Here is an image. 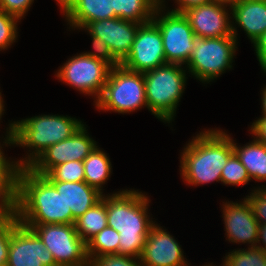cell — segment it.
<instances>
[{"label": "cell", "instance_id": "6da1fadb", "mask_svg": "<svg viewBox=\"0 0 266 266\" xmlns=\"http://www.w3.org/2000/svg\"><path fill=\"white\" fill-rule=\"evenodd\" d=\"M11 212L21 224H72V212L62 195L29 168L15 169Z\"/></svg>", "mask_w": 266, "mask_h": 266}, {"label": "cell", "instance_id": "7a4b0ae2", "mask_svg": "<svg viewBox=\"0 0 266 266\" xmlns=\"http://www.w3.org/2000/svg\"><path fill=\"white\" fill-rule=\"evenodd\" d=\"M149 203L148 196L134 189L107 194V224L119 232L118 255L141 256L155 224L148 215Z\"/></svg>", "mask_w": 266, "mask_h": 266}, {"label": "cell", "instance_id": "3957f363", "mask_svg": "<svg viewBox=\"0 0 266 266\" xmlns=\"http://www.w3.org/2000/svg\"><path fill=\"white\" fill-rule=\"evenodd\" d=\"M181 153L180 174L186 184L221 182L222 169L234 154L232 138L220 129H205L193 137Z\"/></svg>", "mask_w": 266, "mask_h": 266}, {"label": "cell", "instance_id": "277c9868", "mask_svg": "<svg viewBox=\"0 0 266 266\" xmlns=\"http://www.w3.org/2000/svg\"><path fill=\"white\" fill-rule=\"evenodd\" d=\"M82 125L81 120L67 115L33 116L9 123L2 146L30 149L27 157L13 161L16 169L28 168L49 146L70 138Z\"/></svg>", "mask_w": 266, "mask_h": 266}, {"label": "cell", "instance_id": "5b68a950", "mask_svg": "<svg viewBox=\"0 0 266 266\" xmlns=\"http://www.w3.org/2000/svg\"><path fill=\"white\" fill-rule=\"evenodd\" d=\"M185 67L167 63L143 73L148 110L165 123L174 120L186 86Z\"/></svg>", "mask_w": 266, "mask_h": 266}, {"label": "cell", "instance_id": "8992f818", "mask_svg": "<svg viewBox=\"0 0 266 266\" xmlns=\"http://www.w3.org/2000/svg\"><path fill=\"white\" fill-rule=\"evenodd\" d=\"M234 36L203 38L195 36L193 50L185 65L188 73L202 83H210L227 69H232L237 50Z\"/></svg>", "mask_w": 266, "mask_h": 266}, {"label": "cell", "instance_id": "52a82bcc", "mask_svg": "<svg viewBox=\"0 0 266 266\" xmlns=\"http://www.w3.org/2000/svg\"><path fill=\"white\" fill-rule=\"evenodd\" d=\"M95 106L102 111L131 113L148 105L143 73L130 71L122 65L110 69L104 90Z\"/></svg>", "mask_w": 266, "mask_h": 266}, {"label": "cell", "instance_id": "ba28073f", "mask_svg": "<svg viewBox=\"0 0 266 266\" xmlns=\"http://www.w3.org/2000/svg\"><path fill=\"white\" fill-rule=\"evenodd\" d=\"M44 243L58 266H88L87 245L76 232L75 224H22Z\"/></svg>", "mask_w": 266, "mask_h": 266}, {"label": "cell", "instance_id": "9c48e42d", "mask_svg": "<svg viewBox=\"0 0 266 266\" xmlns=\"http://www.w3.org/2000/svg\"><path fill=\"white\" fill-rule=\"evenodd\" d=\"M158 6L152 21L159 27L165 59L167 63L186 65L193 50L192 42L196 36L183 13Z\"/></svg>", "mask_w": 266, "mask_h": 266}, {"label": "cell", "instance_id": "30bf717a", "mask_svg": "<svg viewBox=\"0 0 266 266\" xmlns=\"http://www.w3.org/2000/svg\"><path fill=\"white\" fill-rule=\"evenodd\" d=\"M111 67L99 59L81 53L66 61L57 71L56 77L84 95L100 98Z\"/></svg>", "mask_w": 266, "mask_h": 266}, {"label": "cell", "instance_id": "8fae6325", "mask_svg": "<svg viewBox=\"0 0 266 266\" xmlns=\"http://www.w3.org/2000/svg\"><path fill=\"white\" fill-rule=\"evenodd\" d=\"M167 64L159 27L150 21L141 24L127 57L121 65L134 72L145 73Z\"/></svg>", "mask_w": 266, "mask_h": 266}, {"label": "cell", "instance_id": "7c38bea8", "mask_svg": "<svg viewBox=\"0 0 266 266\" xmlns=\"http://www.w3.org/2000/svg\"><path fill=\"white\" fill-rule=\"evenodd\" d=\"M86 128L83 124L70 138L49 146L28 168L43 176L54 166L68 161H83L97 147Z\"/></svg>", "mask_w": 266, "mask_h": 266}, {"label": "cell", "instance_id": "4fadbf2b", "mask_svg": "<svg viewBox=\"0 0 266 266\" xmlns=\"http://www.w3.org/2000/svg\"><path fill=\"white\" fill-rule=\"evenodd\" d=\"M7 266H58L42 240L13 213Z\"/></svg>", "mask_w": 266, "mask_h": 266}, {"label": "cell", "instance_id": "5bb4252c", "mask_svg": "<svg viewBox=\"0 0 266 266\" xmlns=\"http://www.w3.org/2000/svg\"><path fill=\"white\" fill-rule=\"evenodd\" d=\"M215 1L186 9L182 13L187 18L196 36L217 38L233 36L231 7ZM230 13H229V11Z\"/></svg>", "mask_w": 266, "mask_h": 266}, {"label": "cell", "instance_id": "9a60e30c", "mask_svg": "<svg viewBox=\"0 0 266 266\" xmlns=\"http://www.w3.org/2000/svg\"><path fill=\"white\" fill-rule=\"evenodd\" d=\"M181 245L159 224H154L146 238L141 256L142 266H190Z\"/></svg>", "mask_w": 266, "mask_h": 266}, {"label": "cell", "instance_id": "2e32d148", "mask_svg": "<svg viewBox=\"0 0 266 266\" xmlns=\"http://www.w3.org/2000/svg\"><path fill=\"white\" fill-rule=\"evenodd\" d=\"M141 24L121 18H109L90 22L82 30L103 39L113 56L121 63L129 54L136 32Z\"/></svg>", "mask_w": 266, "mask_h": 266}, {"label": "cell", "instance_id": "e0dca14e", "mask_svg": "<svg viewBox=\"0 0 266 266\" xmlns=\"http://www.w3.org/2000/svg\"><path fill=\"white\" fill-rule=\"evenodd\" d=\"M222 209L226 239L230 243H246L250 244L248 247H256L260 225L246 198L240 203L223 202Z\"/></svg>", "mask_w": 266, "mask_h": 266}, {"label": "cell", "instance_id": "ac0fdd59", "mask_svg": "<svg viewBox=\"0 0 266 266\" xmlns=\"http://www.w3.org/2000/svg\"><path fill=\"white\" fill-rule=\"evenodd\" d=\"M232 33L237 39V29L242 28L253 44L266 32V2L259 0H242L231 8ZM234 21L235 24L234 25Z\"/></svg>", "mask_w": 266, "mask_h": 266}, {"label": "cell", "instance_id": "d6986e66", "mask_svg": "<svg viewBox=\"0 0 266 266\" xmlns=\"http://www.w3.org/2000/svg\"><path fill=\"white\" fill-rule=\"evenodd\" d=\"M62 195L67 205V210L72 212V224L102 199L103 194L96 188L89 186L85 181L61 182L49 181Z\"/></svg>", "mask_w": 266, "mask_h": 266}, {"label": "cell", "instance_id": "ffe728a7", "mask_svg": "<svg viewBox=\"0 0 266 266\" xmlns=\"http://www.w3.org/2000/svg\"><path fill=\"white\" fill-rule=\"evenodd\" d=\"M64 16L71 29L85 28L90 22L117 17L113 0H78Z\"/></svg>", "mask_w": 266, "mask_h": 266}, {"label": "cell", "instance_id": "44dd1931", "mask_svg": "<svg viewBox=\"0 0 266 266\" xmlns=\"http://www.w3.org/2000/svg\"><path fill=\"white\" fill-rule=\"evenodd\" d=\"M232 139L233 151L247 170L250 179L266 181V145L255 138L251 143L238 146Z\"/></svg>", "mask_w": 266, "mask_h": 266}, {"label": "cell", "instance_id": "7402d4cb", "mask_svg": "<svg viewBox=\"0 0 266 266\" xmlns=\"http://www.w3.org/2000/svg\"><path fill=\"white\" fill-rule=\"evenodd\" d=\"M84 181L103 194V186L109 180L112 173V164L109 156L96 147L84 160Z\"/></svg>", "mask_w": 266, "mask_h": 266}, {"label": "cell", "instance_id": "603a6c76", "mask_svg": "<svg viewBox=\"0 0 266 266\" xmlns=\"http://www.w3.org/2000/svg\"><path fill=\"white\" fill-rule=\"evenodd\" d=\"M107 195L75 221L76 232L87 243L92 237L107 227Z\"/></svg>", "mask_w": 266, "mask_h": 266}, {"label": "cell", "instance_id": "cb8c5ba5", "mask_svg": "<svg viewBox=\"0 0 266 266\" xmlns=\"http://www.w3.org/2000/svg\"><path fill=\"white\" fill-rule=\"evenodd\" d=\"M159 5L154 0H113L118 18L145 24L152 21Z\"/></svg>", "mask_w": 266, "mask_h": 266}, {"label": "cell", "instance_id": "d4e9b609", "mask_svg": "<svg viewBox=\"0 0 266 266\" xmlns=\"http://www.w3.org/2000/svg\"><path fill=\"white\" fill-rule=\"evenodd\" d=\"M86 245L89 260L102 255H118L119 232L107 226L92 237Z\"/></svg>", "mask_w": 266, "mask_h": 266}, {"label": "cell", "instance_id": "484cf974", "mask_svg": "<svg viewBox=\"0 0 266 266\" xmlns=\"http://www.w3.org/2000/svg\"><path fill=\"white\" fill-rule=\"evenodd\" d=\"M222 263L225 266H265L266 252L258 247L232 250L225 255Z\"/></svg>", "mask_w": 266, "mask_h": 266}, {"label": "cell", "instance_id": "4316f807", "mask_svg": "<svg viewBox=\"0 0 266 266\" xmlns=\"http://www.w3.org/2000/svg\"><path fill=\"white\" fill-rule=\"evenodd\" d=\"M48 181L80 182L84 181L83 161H68L54 166L47 174L43 175Z\"/></svg>", "mask_w": 266, "mask_h": 266}, {"label": "cell", "instance_id": "83f0119b", "mask_svg": "<svg viewBox=\"0 0 266 266\" xmlns=\"http://www.w3.org/2000/svg\"><path fill=\"white\" fill-rule=\"evenodd\" d=\"M246 168L233 154L224 165L221 173V183L224 185L240 186L250 181Z\"/></svg>", "mask_w": 266, "mask_h": 266}, {"label": "cell", "instance_id": "f1b7e54d", "mask_svg": "<svg viewBox=\"0 0 266 266\" xmlns=\"http://www.w3.org/2000/svg\"><path fill=\"white\" fill-rule=\"evenodd\" d=\"M20 19L0 9V51L7 50L18 38Z\"/></svg>", "mask_w": 266, "mask_h": 266}, {"label": "cell", "instance_id": "f546056e", "mask_svg": "<svg viewBox=\"0 0 266 266\" xmlns=\"http://www.w3.org/2000/svg\"><path fill=\"white\" fill-rule=\"evenodd\" d=\"M12 236V212L0 217V266H7L9 244Z\"/></svg>", "mask_w": 266, "mask_h": 266}, {"label": "cell", "instance_id": "4dcf8cb0", "mask_svg": "<svg viewBox=\"0 0 266 266\" xmlns=\"http://www.w3.org/2000/svg\"><path fill=\"white\" fill-rule=\"evenodd\" d=\"M246 200L249 202L253 215L259 225L266 224V190L264 188H254Z\"/></svg>", "mask_w": 266, "mask_h": 266}, {"label": "cell", "instance_id": "1f68e13d", "mask_svg": "<svg viewBox=\"0 0 266 266\" xmlns=\"http://www.w3.org/2000/svg\"><path fill=\"white\" fill-rule=\"evenodd\" d=\"M87 32L90 34V37L92 38L91 40H92L94 52L89 51V52H85L84 54L91 56L95 59L104 61L111 68L120 66L121 63L113 56L107 43L103 39L95 35H92L88 30Z\"/></svg>", "mask_w": 266, "mask_h": 266}, {"label": "cell", "instance_id": "d6a6232c", "mask_svg": "<svg viewBox=\"0 0 266 266\" xmlns=\"http://www.w3.org/2000/svg\"><path fill=\"white\" fill-rule=\"evenodd\" d=\"M88 266H142L140 260L128 255H102L89 260Z\"/></svg>", "mask_w": 266, "mask_h": 266}, {"label": "cell", "instance_id": "836d02e7", "mask_svg": "<svg viewBox=\"0 0 266 266\" xmlns=\"http://www.w3.org/2000/svg\"><path fill=\"white\" fill-rule=\"evenodd\" d=\"M14 185V174H0V214L11 211V193Z\"/></svg>", "mask_w": 266, "mask_h": 266}, {"label": "cell", "instance_id": "e575fe53", "mask_svg": "<svg viewBox=\"0 0 266 266\" xmlns=\"http://www.w3.org/2000/svg\"><path fill=\"white\" fill-rule=\"evenodd\" d=\"M33 2L34 0H0V9L18 17L21 21Z\"/></svg>", "mask_w": 266, "mask_h": 266}, {"label": "cell", "instance_id": "d590c367", "mask_svg": "<svg viewBox=\"0 0 266 266\" xmlns=\"http://www.w3.org/2000/svg\"><path fill=\"white\" fill-rule=\"evenodd\" d=\"M251 134L255 136L254 138L266 145V117H259L255 122L252 123Z\"/></svg>", "mask_w": 266, "mask_h": 266}, {"label": "cell", "instance_id": "8d00e7d4", "mask_svg": "<svg viewBox=\"0 0 266 266\" xmlns=\"http://www.w3.org/2000/svg\"><path fill=\"white\" fill-rule=\"evenodd\" d=\"M253 46L261 69L264 70L266 68V32L253 43Z\"/></svg>", "mask_w": 266, "mask_h": 266}, {"label": "cell", "instance_id": "74e56055", "mask_svg": "<svg viewBox=\"0 0 266 266\" xmlns=\"http://www.w3.org/2000/svg\"><path fill=\"white\" fill-rule=\"evenodd\" d=\"M212 1H214V0H175V3L178 4V5H176L177 8H174L171 11L182 13L183 11H185L188 8H191V7H194L197 5H201V4H206V3H209Z\"/></svg>", "mask_w": 266, "mask_h": 266}, {"label": "cell", "instance_id": "f35d334b", "mask_svg": "<svg viewBox=\"0 0 266 266\" xmlns=\"http://www.w3.org/2000/svg\"><path fill=\"white\" fill-rule=\"evenodd\" d=\"M1 148L2 146L0 143V174H14L16 168L13 165V161L7 159Z\"/></svg>", "mask_w": 266, "mask_h": 266}, {"label": "cell", "instance_id": "ab89813d", "mask_svg": "<svg viewBox=\"0 0 266 266\" xmlns=\"http://www.w3.org/2000/svg\"><path fill=\"white\" fill-rule=\"evenodd\" d=\"M262 241V246L260 245ZM258 248L262 249L266 252V224L260 225L258 239H257V246Z\"/></svg>", "mask_w": 266, "mask_h": 266}, {"label": "cell", "instance_id": "60d3db41", "mask_svg": "<svg viewBox=\"0 0 266 266\" xmlns=\"http://www.w3.org/2000/svg\"><path fill=\"white\" fill-rule=\"evenodd\" d=\"M60 6L63 15H65L78 0H55Z\"/></svg>", "mask_w": 266, "mask_h": 266}, {"label": "cell", "instance_id": "b9f144b4", "mask_svg": "<svg viewBox=\"0 0 266 266\" xmlns=\"http://www.w3.org/2000/svg\"><path fill=\"white\" fill-rule=\"evenodd\" d=\"M262 91V93H261V108H262V117H266V85H265V87L263 88V90H261Z\"/></svg>", "mask_w": 266, "mask_h": 266}, {"label": "cell", "instance_id": "7bdbcfd3", "mask_svg": "<svg viewBox=\"0 0 266 266\" xmlns=\"http://www.w3.org/2000/svg\"><path fill=\"white\" fill-rule=\"evenodd\" d=\"M215 2L228 6V7H233L234 5L238 4L242 0H214Z\"/></svg>", "mask_w": 266, "mask_h": 266}, {"label": "cell", "instance_id": "ee69618b", "mask_svg": "<svg viewBox=\"0 0 266 266\" xmlns=\"http://www.w3.org/2000/svg\"><path fill=\"white\" fill-rule=\"evenodd\" d=\"M3 103H4V100H3L2 94L0 92V120H1L2 115L4 114L3 111H5V109H4L5 105Z\"/></svg>", "mask_w": 266, "mask_h": 266}, {"label": "cell", "instance_id": "f6af8a7d", "mask_svg": "<svg viewBox=\"0 0 266 266\" xmlns=\"http://www.w3.org/2000/svg\"><path fill=\"white\" fill-rule=\"evenodd\" d=\"M159 6H165V0H154Z\"/></svg>", "mask_w": 266, "mask_h": 266}, {"label": "cell", "instance_id": "bcb514c9", "mask_svg": "<svg viewBox=\"0 0 266 266\" xmlns=\"http://www.w3.org/2000/svg\"><path fill=\"white\" fill-rule=\"evenodd\" d=\"M202 266H203V265H202ZM204 266H215V265H213V263H211V264L209 263V264L204 265ZM219 266H225V265H224V263H223V264H221V265H219Z\"/></svg>", "mask_w": 266, "mask_h": 266}, {"label": "cell", "instance_id": "7dc6e473", "mask_svg": "<svg viewBox=\"0 0 266 266\" xmlns=\"http://www.w3.org/2000/svg\"><path fill=\"white\" fill-rule=\"evenodd\" d=\"M260 187H261V188H264V189L266 190V186H265V185H264V186L262 185V186H260Z\"/></svg>", "mask_w": 266, "mask_h": 266}]
</instances>
